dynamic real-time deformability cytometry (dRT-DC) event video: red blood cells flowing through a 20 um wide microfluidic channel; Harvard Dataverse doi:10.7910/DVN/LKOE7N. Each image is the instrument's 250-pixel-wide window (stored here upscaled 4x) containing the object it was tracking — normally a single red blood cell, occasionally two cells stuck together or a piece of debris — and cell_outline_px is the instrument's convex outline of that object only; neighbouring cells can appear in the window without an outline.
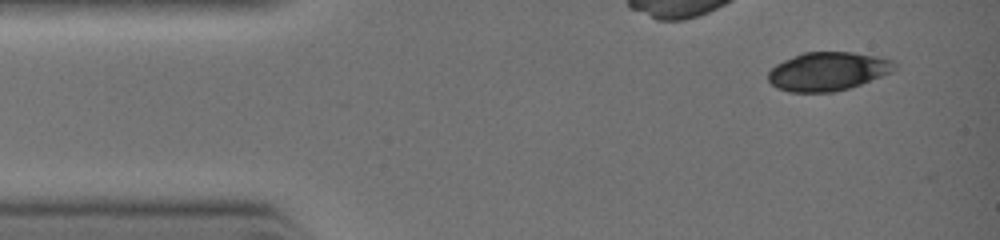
{"species": "common noctule bat (a hibernating species)", "species_latin": "Nyctalus noctula", "temperature_condition": "warm", "stored_images_in_passage": 4, "camera_frame_rate_fps": 3000, "um_per_image_px": 0.085, "animal": {"sex": "female", "body_mass_g": 19.0, "forearm_length_mm": 51.5}, "frame": {"image": 1, "passage_image": 1, "time_ms": 0.0, "image_size_px": [1000, 240], "cell_outline_px": [[900, 68], [892, 72], [860, 84], [836, 92], [788, 92], [776, 88], [768, 80], [768, 72], [776, 64], [784, 60], [804, 52], [852, 52], [876, 56], [892, 60], [900, 64]], "centroid_in_image_um": [70.4, 6.07], "position_along_channel_um": 14.6, "area_um2": 28.61}}